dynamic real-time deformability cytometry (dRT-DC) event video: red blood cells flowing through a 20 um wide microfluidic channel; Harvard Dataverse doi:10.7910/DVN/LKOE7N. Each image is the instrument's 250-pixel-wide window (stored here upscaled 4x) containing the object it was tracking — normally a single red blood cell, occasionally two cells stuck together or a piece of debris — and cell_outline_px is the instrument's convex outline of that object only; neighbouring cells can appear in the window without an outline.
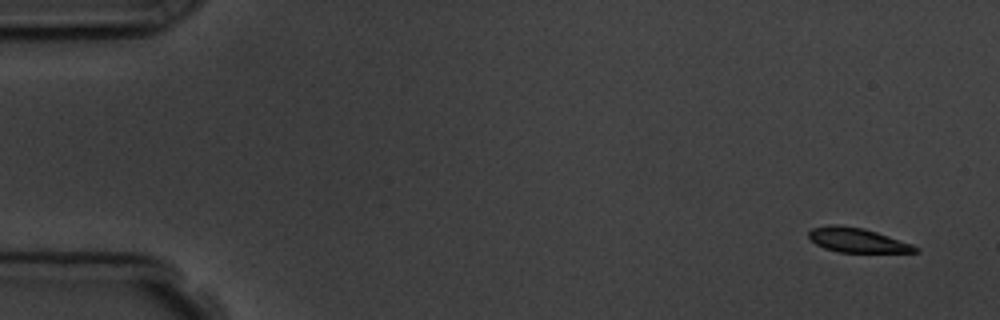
{"species": "common noctule bat (a hibernating species)", "species_latin": "Nyctalus noctula", "temperature_condition": "room temperature", "stored_images_in_passage": 5, "camera_frame_rate_fps": 3000, "um_per_image_px": 0.085, "animal": {"sex": "male", "body_mass_g": 19.5, "forearm_length_mm": 54.6}, "frame": {"image": 1, "passage_image": 1, "time_ms": 0.0, "image_size_px": [1000, 320], "cell_outline_px": [[920, 252], [840, 252], [824, 248], [816, 244], [808, 236], [808, 232], [812, 228], [828, 224], [836, 224], [864, 228], [912, 244], [920, 248]], "centroid_in_image_um": [72.85, 20.41], "position_along_channel_um": 12.1, "area_um2": 15.14}}
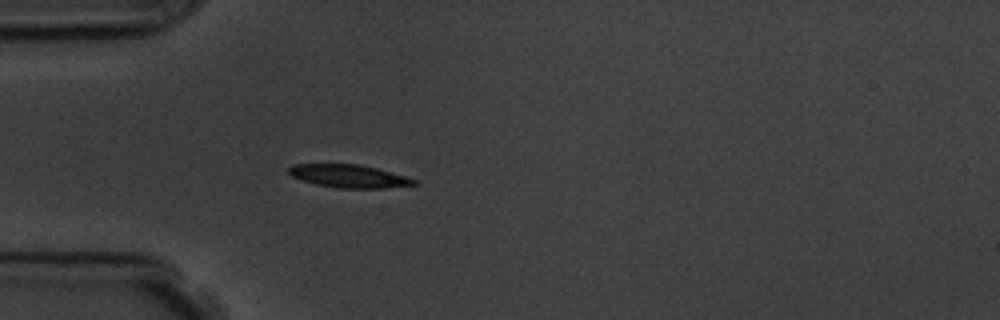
{"frame": {"image": 2, "passage_image": 5, "time_ms": 4.333, "image_size_px": [1000, 320], "cell_outline_px": [[420, 184], [384, 188], [340, 188], [316, 184], [292, 176], [288, 172], [288, 168], [292, 164], [360, 164], [408, 176], [416, 180]], "centroid_in_image_um": [29.71, 14.96], "position_along_channel_um": 55.3, "area_um2": 16.76}}